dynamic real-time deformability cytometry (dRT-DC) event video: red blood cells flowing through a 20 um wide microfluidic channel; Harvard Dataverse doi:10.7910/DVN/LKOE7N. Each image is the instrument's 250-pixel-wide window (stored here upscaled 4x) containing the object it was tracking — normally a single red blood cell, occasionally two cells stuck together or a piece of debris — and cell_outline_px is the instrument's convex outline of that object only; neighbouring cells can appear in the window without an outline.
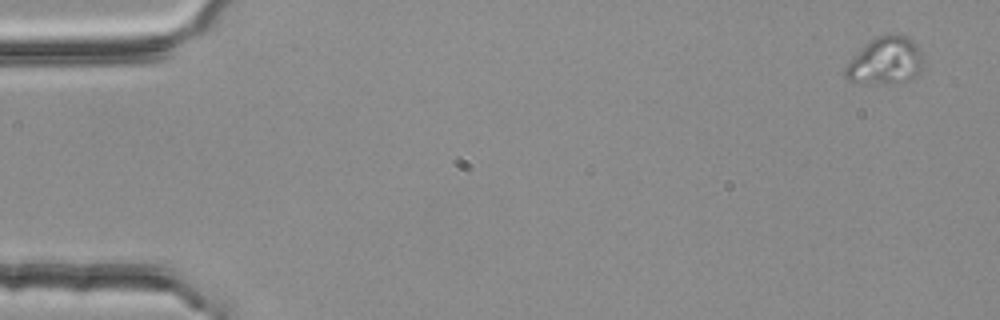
{"species": "common noctule bat (a hibernating species)", "species_latin": "Nyctalus noctula", "temperature_condition": "room temperature", "stored_images_in_passage": 4, "camera_frame_rate_fps": 3000, "um_per_image_px": 0.085, "animal": {"sex": "female", "body_mass_g": 25.1}, "frame": {"image": 1, "passage_image": 1, "time_ms": 0.0, "image_size_px": [1000, 320], "cell_outline_px": [[924, 64], [908, 80], [884, 84], [848, 80], [844, 76], [844, 68], [876, 36], [900, 32], [912, 40], [920, 48], [924, 60]], "centroid_in_image_um": [75.31, 5.14], "position_along_channel_um": 9.7, "area_um2": 20.98}}
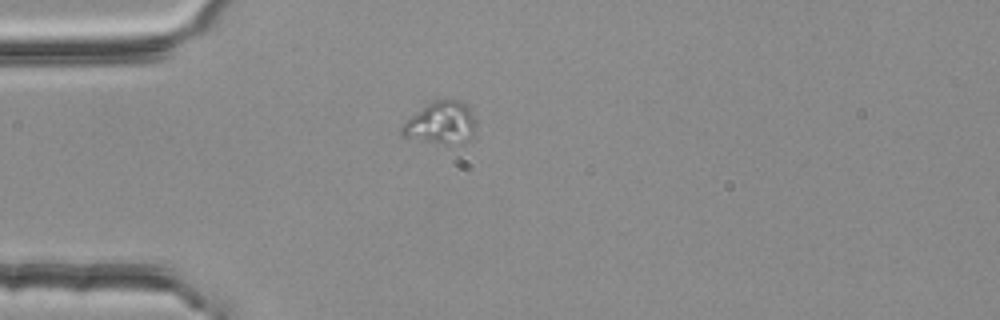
{"frame": {"image": 2, "passage_image": 4, "time_ms": 1.0, "image_size_px": [1000, 320], "cell_outline_px": [[476, 124], [472, 136], [460, 144], [444, 144], [400, 136], [400, 128], [416, 112], [428, 104], [436, 100], [464, 100], [476, 120]], "centroid_in_image_um": [37.51, 10.45], "position_along_channel_um": 47.5, "area_um2": 18.15}}